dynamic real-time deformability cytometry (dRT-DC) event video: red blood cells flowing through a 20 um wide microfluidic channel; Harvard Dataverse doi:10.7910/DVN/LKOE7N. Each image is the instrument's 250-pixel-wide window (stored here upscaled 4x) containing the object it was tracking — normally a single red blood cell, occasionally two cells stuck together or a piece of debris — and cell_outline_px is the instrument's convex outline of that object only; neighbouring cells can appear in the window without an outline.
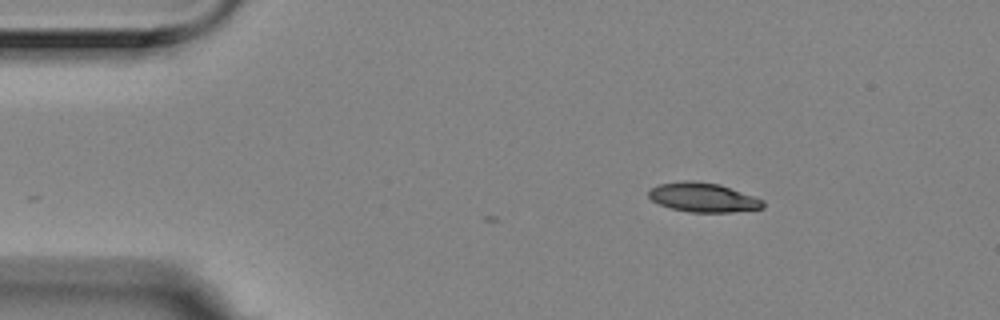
{"species": "Egyptian fruit bat (a non-hibernating species)", "species_latin": "Rousettus aegyptiacus", "temperature_condition": "room temperature", "stored_images_in_passage": 39, "camera_frame_rate_fps": 3000, "um_per_image_px": 0.085, "animal": {"sex": "female"}, "frame": {"image": 1, "passage_image": 1, "time_ms": 0.0, "image_size_px": [1000, 320], "cell_outline_px": [[764, 208], [732, 212], [688, 212], [672, 208], [660, 204], [652, 200], [648, 196], [648, 192], [652, 188], [660, 184], [684, 180], [692, 180], [720, 184], [764, 200]], "centroid_in_image_um": [59.78, 16.78], "position_along_channel_um": 25.2, "area_um2": 19.42}}
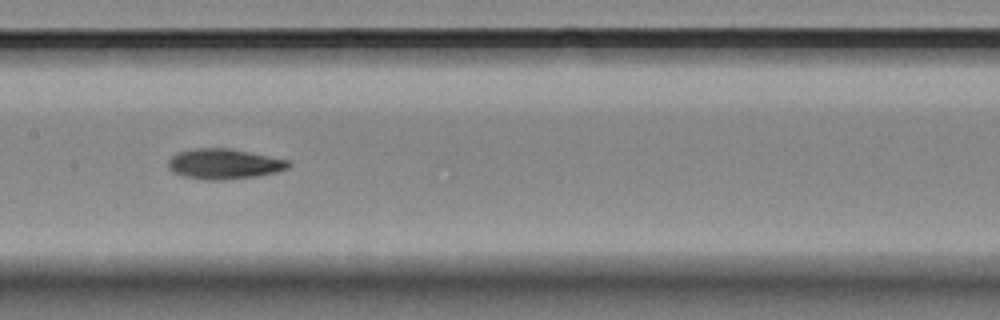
{"frame": {"image": 2, "passage_image": 20, "time_ms": 6.333, "image_size_px": [1000, 320], "cell_outline_px": [[292, 164], [288, 168], [276, 172], [256, 176], [220, 180], [204, 180], [184, 176], [172, 172], [168, 168], [168, 160], [176, 152], [192, 148], [232, 148], [288, 160]], "centroid_in_image_um": [19.02, 13.92], "position_along_channel_um": 188.4, "area_um2": 21.39}}
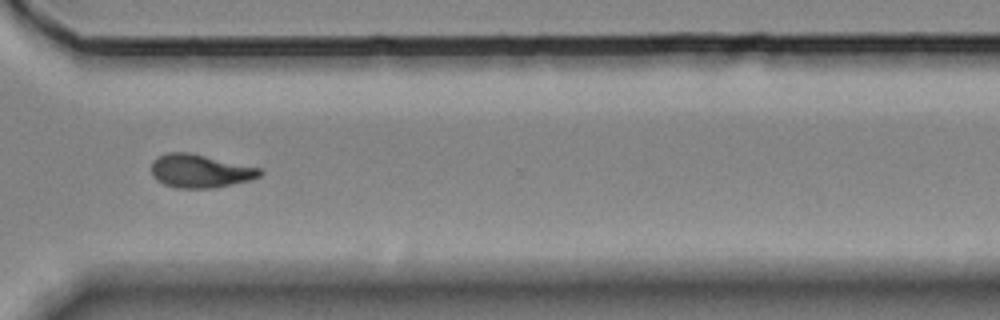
{"frame": {"image": 3, "passage_image": 34, "time_ms": 11.0, "image_size_px": [1000, 320], "cell_outline_px": [[264, 172], [260, 176], [248, 180], [216, 188], [176, 188], [164, 184], [156, 180], [152, 176], [152, 160], [168, 152], [188, 152], [260, 168]], "centroid_in_image_um": [16.99, 14.54], "position_along_channel_um": 353.6, "area_um2": 20.98}, "authors_computed_cell_mechanics": {"area_um2": 20.4612, "velocity_mm_per_s": 3.5483, "shape_relaxation_time_tau1_ms": 4.1594, "shape_relaxation_time_tau2_ms": 4.4629, "deformation_change_tau1": 0.1562, "deformation_change_tau2": 0.1072}}